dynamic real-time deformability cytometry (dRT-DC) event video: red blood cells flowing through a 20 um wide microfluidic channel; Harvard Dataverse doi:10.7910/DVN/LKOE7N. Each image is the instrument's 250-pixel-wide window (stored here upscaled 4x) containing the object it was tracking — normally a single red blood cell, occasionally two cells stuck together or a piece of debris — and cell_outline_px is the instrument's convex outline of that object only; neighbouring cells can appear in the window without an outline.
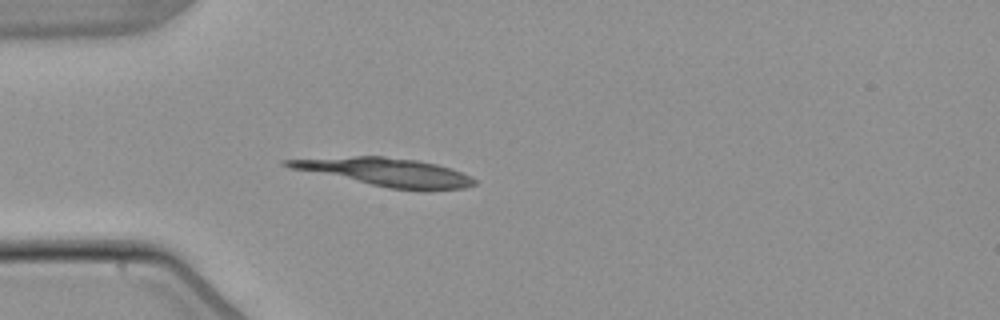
{"species": "common noctule bat (a hibernating species)", "species_latin": "Nyctalus noctula", "temperature_condition": "warm", "stored_images_in_passage": 4, "camera_frame_rate_fps": 3000, "um_per_image_px": 0.085, "animal": {"sex": "male", "body_mass_g": 21.5, "forearm_length_mm": 52.0}, "frame": {"image": 1, "passage_image": 4, "time_ms": 3.667, "image_size_px": [1000, 320], "cell_outline_px": [[476, 184], [464, 188], [424, 192], [388, 188], [292, 168], [280, 164], [280, 160], [356, 156], [384, 156], [416, 160], [436, 164], [472, 176], [476, 180]], "centroid_in_image_um": [32.86, 14.65], "position_along_channel_um": 52.1, "area_um2": 30.69}}